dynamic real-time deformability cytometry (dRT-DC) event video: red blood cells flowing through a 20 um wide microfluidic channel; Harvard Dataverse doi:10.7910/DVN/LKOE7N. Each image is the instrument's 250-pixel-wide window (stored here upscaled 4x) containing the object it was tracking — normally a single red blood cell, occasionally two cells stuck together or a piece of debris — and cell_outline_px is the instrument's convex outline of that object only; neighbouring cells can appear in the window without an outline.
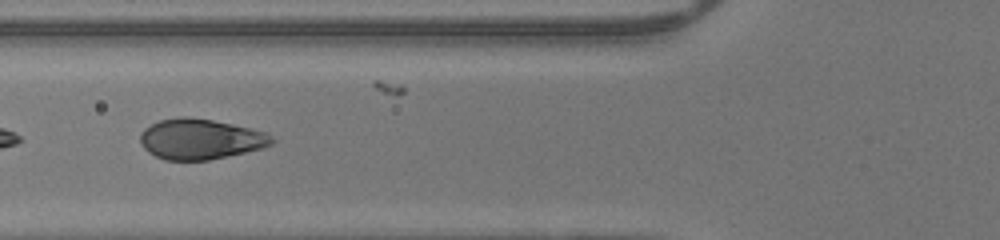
{"species": "human", "species_latin": "Homo sapiens", "temperature_condition": "warm", "stored_images_in_passage": 20, "segment_of_instrument_passage": [2, 2], "camera_frame_rate_fps": 3000, "um_per_image_px": 0.085, "donor": {"sex": "male"}, "frame": {"image": 1, "passage_image": 18, "time_ms": 5.667, "image_size_px": [1000, 240], "cell_outline_px": [[276, 140], [272, 144], [264, 148], [208, 160], [164, 160], [148, 152], [144, 148], [140, 140], [140, 132], [144, 128], [160, 120], [180, 116], [184, 116], [212, 120], [232, 124], [264, 132], [272, 136]], "centroid_in_image_um": [17.02, 11.83], "position_along_channel_um": 108.8, "area_um2": 30.92}}